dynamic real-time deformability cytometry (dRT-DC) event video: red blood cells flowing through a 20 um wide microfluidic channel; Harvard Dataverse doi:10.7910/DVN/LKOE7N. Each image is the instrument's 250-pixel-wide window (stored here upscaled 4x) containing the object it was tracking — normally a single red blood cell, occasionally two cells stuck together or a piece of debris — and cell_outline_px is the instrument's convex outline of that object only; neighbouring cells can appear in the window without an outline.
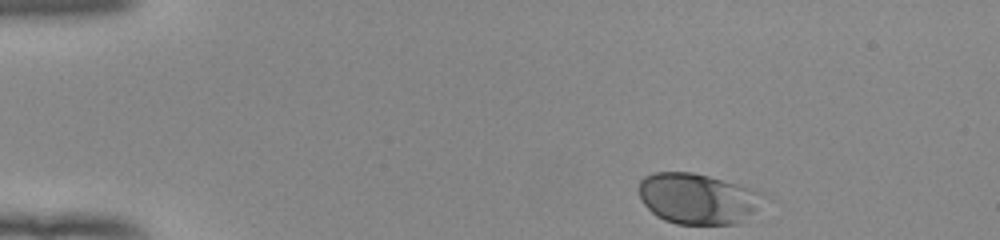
{"species": "human", "species_latin": "Homo sapiens", "temperature_condition": "room temperature", "stored_images_in_passage": 39, "camera_frame_rate_fps": 3000, "um_per_image_px": 0.085, "donor": {"sex": "female"}, "frame": {"image": 1, "passage_image": 1, "time_ms": 0.0, "image_size_px": [1000, 240], "cell_outline_px": [[772, 200], [740, 224], [676, 224], [664, 220], [656, 216], [644, 204], [636, 188], [640, 180], [644, 176], [652, 172], [692, 172], [756, 188], [772, 196]], "centroid_in_image_um": [59.44, 16.88], "position_along_channel_um": 25.6, "area_um2": 38.32}}
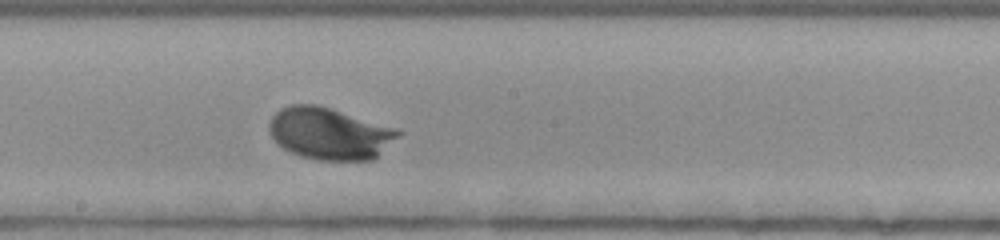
{"frame": {"image": 2, "passage_image": 23, "time_ms": 7.333, "image_size_px": [1000, 240], "cell_outline_px": [[404, 132], [372, 160], [316, 160], [300, 156], [284, 148], [268, 132], [268, 124], [272, 116], [280, 108], [292, 104], [316, 104], [396, 128]], "centroid_in_image_um": [28.0, 11.35], "position_along_channel_um": 220.2, "area_um2": 38.78}}
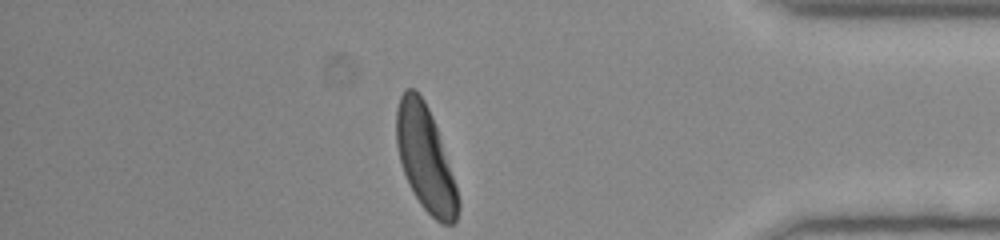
{"frame": {"image": 3, "passage_image": 39, "time_ms": 12.667, "image_size_px": [1000, 240], "cell_outline_px": [[460, 208], [456, 220], [452, 224], [440, 224], [420, 204], [412, 192], [408, 184], [400, 160], [396, 144], [396, 108], [400, 96], [404, 88], [412, 88], [424, 100], [432, 116], [460, 200]], "centroid_in_image_um": [36.13, 13.5], "position_along_channel_um": 399.1, "area_um2": 37.11}, "authors_computed_cell_mechanics": {"area_um2": 37.1076, "velocity_mm_per_s": 3.8657, "shape_relaxation_time_tau1_ms": 1.833, "shape_relaxation_time_tau2_ms": null, "deformation_change_tau1": 0.1218, "deformation_change_tau2": null}}